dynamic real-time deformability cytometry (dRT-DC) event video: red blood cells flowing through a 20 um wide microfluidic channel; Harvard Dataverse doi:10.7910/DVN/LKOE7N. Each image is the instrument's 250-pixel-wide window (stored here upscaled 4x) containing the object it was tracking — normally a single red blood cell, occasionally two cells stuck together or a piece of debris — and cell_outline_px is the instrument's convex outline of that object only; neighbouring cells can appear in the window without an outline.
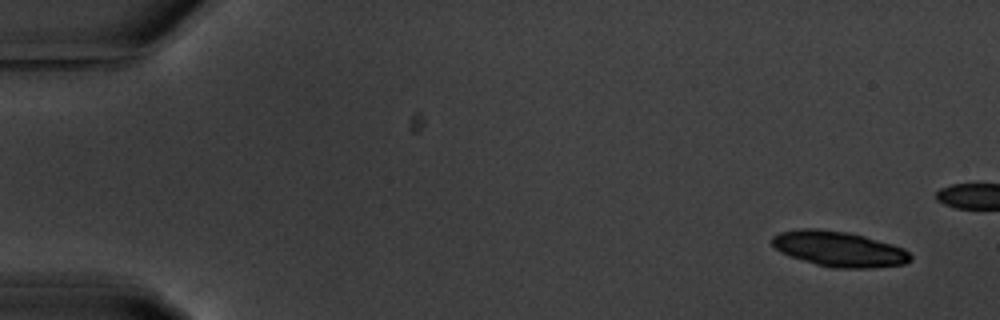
{"species": "common noctule bat (a hibernating species)", "species_latin": "Nyctalus noctula", "temperature_condition": "warm", "stored_images_in_passage": 6, "camera_frame_rate_fps": 3000, "um_per_image_px": 0.085, "animal": {"sex": "male", "body_mass_g": 20.1, "forearm_length_mm": 53.5}, "frame": {"image": 1, "passage_image": 1, "time_ms": 0.0, "image_size_px": [1000, 320], "cell_outline_px": [[912, 260], [904, 264], [872, 268], [832, 268], [816, 264], [780, 252], [772, 244], [772, 236], [780, 232], [800, 228], [820, 228], [848, 232], [864, 236], [892, 244], [904, 248], [912, 256]], "centroid_in_image_um": [71.32, 21.15], "position_along_channel_um": 13.7, "area_um2": 28.55}}